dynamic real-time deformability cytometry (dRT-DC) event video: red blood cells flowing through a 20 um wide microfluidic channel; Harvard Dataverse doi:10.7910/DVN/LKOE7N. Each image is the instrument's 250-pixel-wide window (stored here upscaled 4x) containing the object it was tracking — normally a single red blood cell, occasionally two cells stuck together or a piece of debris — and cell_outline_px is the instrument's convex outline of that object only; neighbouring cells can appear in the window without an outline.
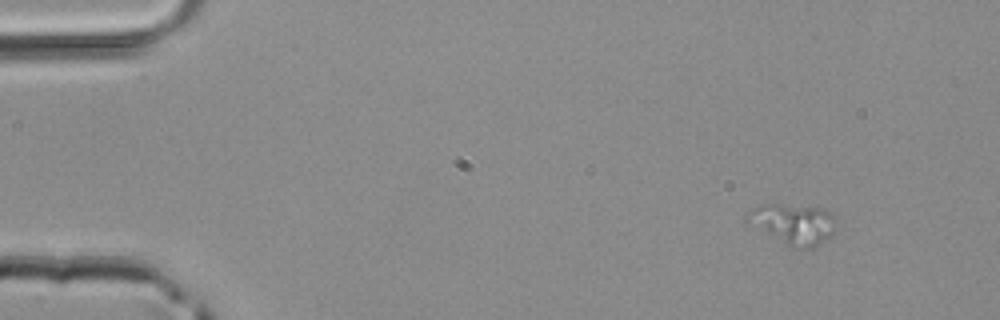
{"species": "common noctule bat (a hibernating species)", "species_latin": "Nyctalus noctula", "temperature_condition": "room temperature", "stored_images_in_passage": 2, "camera_frame_rate_fps": 3000, "um_per_image_px": 0.085, "animal": {"sex": "male", "body_mass_g": 20.4}, "frame": {"image": 1, "passage_image": 1, "time_ms": 0.0, "image_size_px": [1000, 320], "cell_outline_px": [[832, 232], [828, 236], [816, 244], [808, 248], [804, 248], [788, 244], [744, 224], [744, 216], [748, 212], [760, 204], [768, 204], [824, 208], [832, 212]], "centroid_in_image_um": [67.28, 18.99], "position_along_channel_um": 17.7, "area_um2": 20.29}}